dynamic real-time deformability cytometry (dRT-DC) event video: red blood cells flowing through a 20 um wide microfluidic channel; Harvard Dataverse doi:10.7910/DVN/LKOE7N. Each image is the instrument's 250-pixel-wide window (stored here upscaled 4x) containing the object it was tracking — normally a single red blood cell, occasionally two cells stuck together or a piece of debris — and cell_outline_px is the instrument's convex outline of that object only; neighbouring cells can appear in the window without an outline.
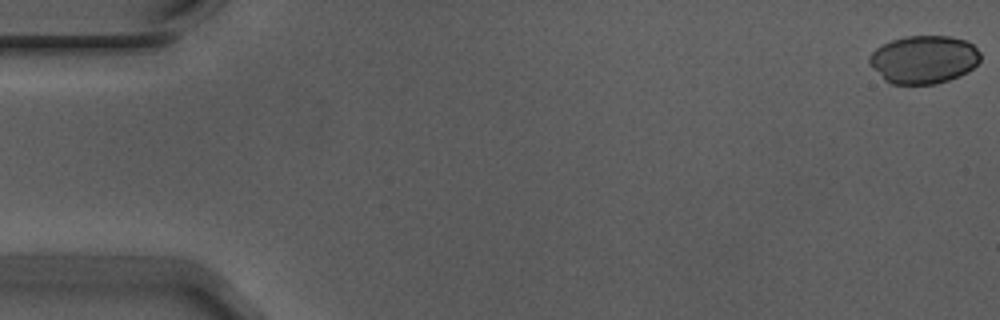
{"species": "Egyptian fruit bat (a non-hibernating species)", "species_latin": "Rousettus aegyptiacus", "temperature_condition": "warm", "stored_images_in_passage": 56, "camera_frame_rate_fps": 3000, "um_per_image_px": 0.085, "animal": {"sex": "male"}, "frame": {"image": 1, "passage_image": 1, "time_ms": 0.0, "image_size_px": [1000, 320], "cell_outline_px": [[980, 60], [968, 72], [960, 76], [936, 84], [892, 84], [884, 80], [868, 64], [868, 56], [876, 48], [892, 40], [904, 36], [948, 36], [964, 40], [972, 44], [980, 52]], "centroid_in_image_um": [78.49, 5.06], "position_along_channel_um": 6.5, "area_um2": 31.21}}
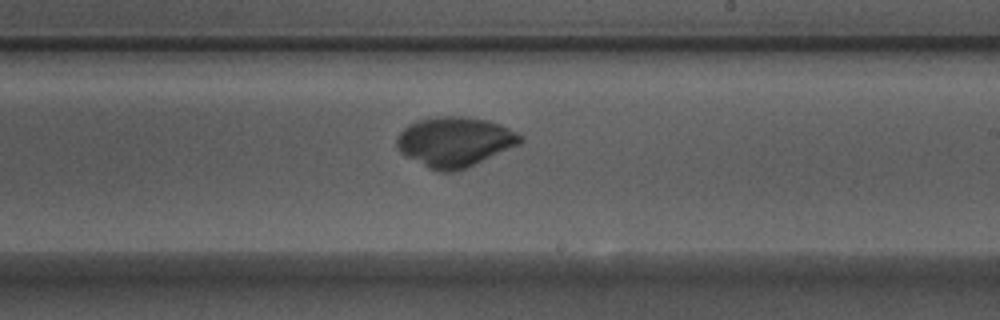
{"frame": {"image": 2, "passage_image": 33, "time_ms": 10.667, "image_size_px": [1000, 320], "cell_outline_px": [[524, 140], [520, 144], [464, 168], [452, 172], [440, 172], [428, 168], [400, 152], [396, 148], [396, 140], [400, 132], [408, 124], [416, 120], [436, 116], [464, 116], [484, 120], [500, 124], [524, 136]], "centroid_in_image_um": [38.63, 12.04], "position_along_channel_um": 250.4, "area_um2": 35.72}}
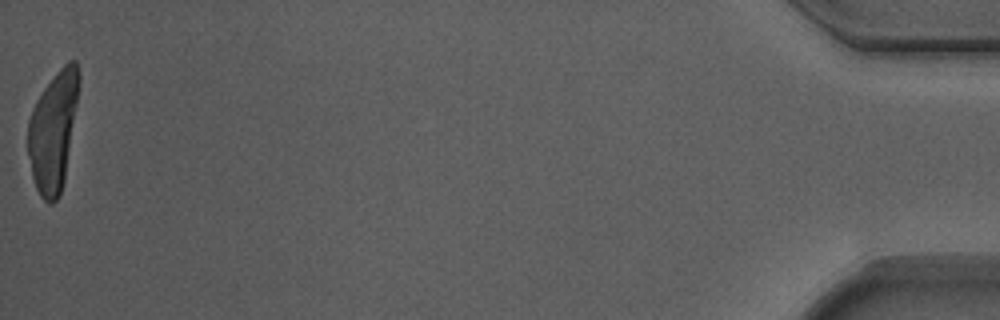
{"frame": {"image": 3, "passage_image": 56, "time_ms": 18.333, "image_size_px": [1000, 320], "cell_outline_px": [[80, 80], [64, 180], [60, 196], [52, 204], [48, 204], [40, 196], [36, 188], [32, 176], [28, 152], [28, 120], [32, 108], [36, 100], [44, 88], [56, 72], [68, 60], [76, 60], [80, 76]], "centroid_in_image_um": [4.51, 11.14], "position_along_channel_um": 430.7, "area_um2": 35.2}}